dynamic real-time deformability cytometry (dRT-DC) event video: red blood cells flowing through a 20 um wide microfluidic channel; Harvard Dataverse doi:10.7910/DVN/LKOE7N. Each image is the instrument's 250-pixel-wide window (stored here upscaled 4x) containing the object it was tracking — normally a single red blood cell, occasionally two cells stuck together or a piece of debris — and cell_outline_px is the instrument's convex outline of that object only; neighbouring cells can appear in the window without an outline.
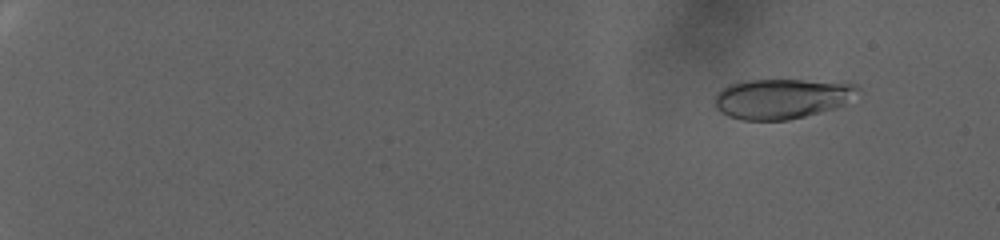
{"species": "human", "species_latin": "Homo sapiens", "temperature_condition": "warm", "stored_images_in_passage": 98, "camera_frame_rate_fps": 3000, "um_per_image_px": 0.085, "donor": {"sex": "female"}, "frame": {"image": 1, "passage_image": 11, "time_ms": 3.333, "image_size_px": [1000, 240], "cell_outline_px": [[860, 88], [844, 104], [836, 108], [788, 120], [744, 120], [728, 116], [720, 112], [716, 108], [716, 92], [728, 84], [748, 80], [804, 80], [856, 84]], "centroid_in_image_um": [66.41, 8.38], "position_along_channel_um": 18.6, "area_um2": 33.18}}
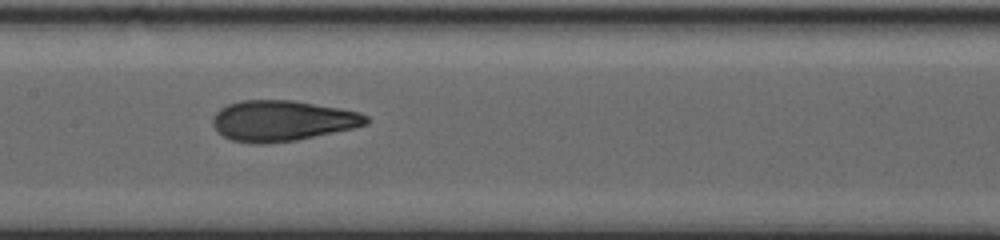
{"frame": {"image": 2, "passage_image": 58, "time_ms": 19.0, "image_size_px": [1000, 240], "cell_outline_px": [[368, 124], [352, 128], [296, 140], [264, 144], [252, 144], [232, 140], [216, 132], [212, 124], [212, 116], [220, 108], [228, 104], [240, 100], [292, 100], [340, 108], [360, 112], [368, 116]], "centroid_in_image_um": [23.95, 10.26], "position_along_channel_um": 183.5, "area_um2": 36.47}}
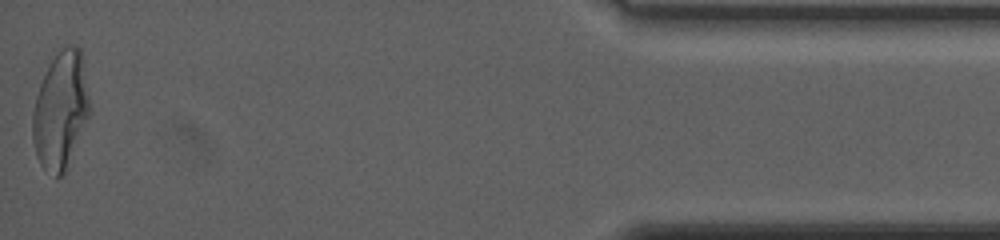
{"frame": {"image": 3, "passage_image": 98, "time_ms": 32.333, "image_size_px": [1000, 240], "cell_outline_px": [[92, 112], [68, 168], [60, 176], [56, 176], [44, 168], [40, 164], [36, 156], [32, 140], [32, 112], [36, 96], [52, 48], [68, 44], [76, 44], [80, 48]], "centroid_in_image_um": [5.16, 9.29], "position_along_channel_um": 430.0, "area_um2": 40.46}, "authors_computed_cell_mechanics": {"area_um2": 35.2002, "velocity_mm_per_s": 2.3213, "shape_relaxation_time_tau1_ms": 11.0041, "shape_relaxation_time_tau2_ms": 1.5187, "deformation_change_tau1": 0.2729, "deformation_change_tau2": 0.079}}